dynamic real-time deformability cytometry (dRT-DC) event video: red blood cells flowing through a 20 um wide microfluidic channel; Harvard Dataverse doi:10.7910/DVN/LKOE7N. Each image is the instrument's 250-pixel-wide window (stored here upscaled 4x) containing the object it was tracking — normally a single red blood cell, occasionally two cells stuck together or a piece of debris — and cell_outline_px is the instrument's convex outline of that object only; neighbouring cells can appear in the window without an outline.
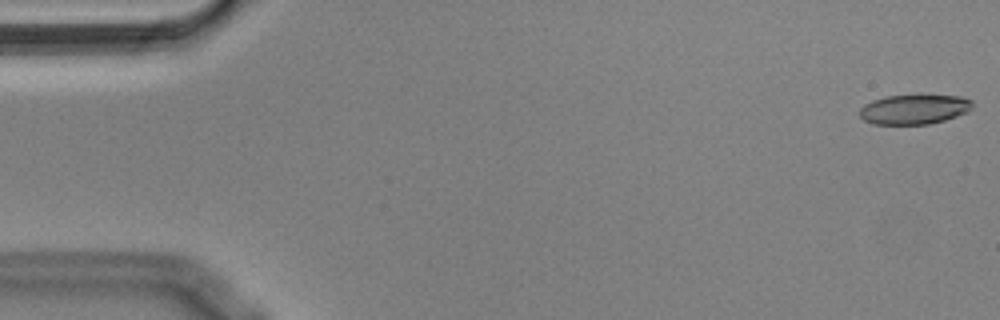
{"species": "Egyptian fruit bat (a non-hibernating species)", "species_latin": "Rousettus aegyptiacus", "temperature_condition": "cold", "stored_images_in_passage": 3, "camera_frame_rate_fps": 3000, "um_per_image_px": 0.085, "animal": {"sex": "male"}, "frame": {"image": 1, "passage_image": 1, "time_ms": 0.0, "image_size_px": [1000, 320], "cell_outline_px": [[972, 108], [968, 112], [944, 120], [928, 124], [872, 124], [864, 120], [860, 116], [860, 108], [864, 104], [872, 100], [888, 96], [916, 92], [920, 92], [964, 96], [972, 100]], "centroid_in_image_um": [77.75, 9.23], "position_along_channel_um": 7.3, "area_um2": 20.52}}